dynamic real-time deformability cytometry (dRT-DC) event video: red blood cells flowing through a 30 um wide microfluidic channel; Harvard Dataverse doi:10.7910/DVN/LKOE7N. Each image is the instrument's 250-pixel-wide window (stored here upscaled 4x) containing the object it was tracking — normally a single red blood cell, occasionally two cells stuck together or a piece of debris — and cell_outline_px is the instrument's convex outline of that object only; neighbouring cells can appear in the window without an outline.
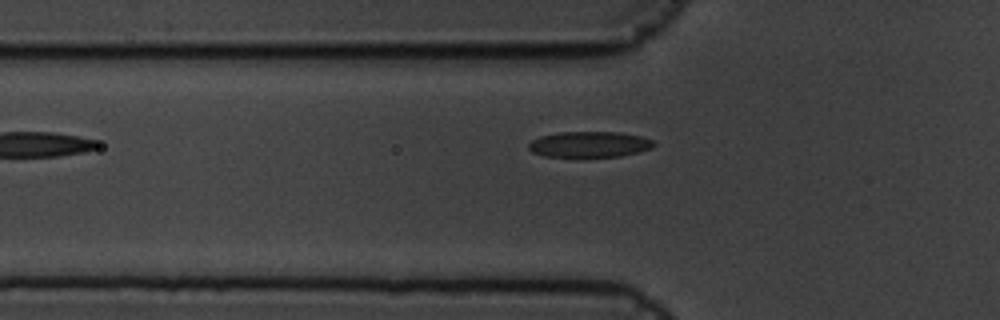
{"species": "common noctule bat (a hibernating species)", "species_latin": "Nyctalus noctula", "temperature_condition": "cold", "stored_images_in_passage": 6, "camera_frame_rate_fps": 3000, "um_per_image_px": 0.085, "animal": {"sex": "male", "body_mass_g": 19.5, "forearm_length_mm": 54.6}, "frame": {"image": 1, "passage_image": 6, "time_ms": 1.667, "image_size_px": [1000, 320], "cell_outline_px": [[656, 144], [652, 148], [640, 152], [620, 156], [544, 156], [532, 152], [528, 148], [528, 144], [532, 140], [540, 136], [560, 132], [620, 132], [640, 136], [652, 140]], "centroid_in_image_um": [50.11, 12.26], "position_along_channel_um": 75.7, "area_um2": 18.73}}